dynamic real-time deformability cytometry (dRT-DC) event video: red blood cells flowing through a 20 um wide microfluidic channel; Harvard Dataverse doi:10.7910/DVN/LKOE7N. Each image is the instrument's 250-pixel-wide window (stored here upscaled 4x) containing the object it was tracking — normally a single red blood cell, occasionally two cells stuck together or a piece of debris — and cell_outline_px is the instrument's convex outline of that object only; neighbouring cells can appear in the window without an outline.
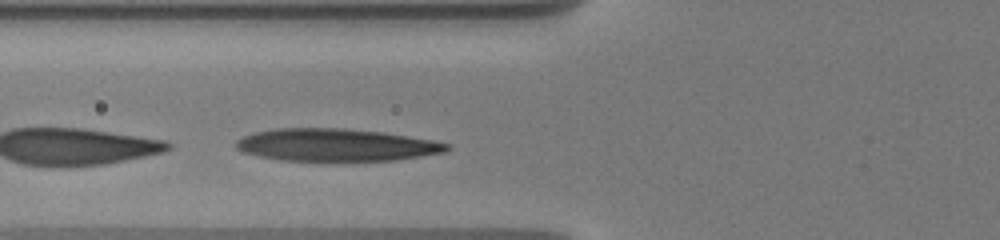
{"species": "human", "species_latin": "Homo sapiens", "temperature_condition": "warm", "stored_images_in_passage": 3, "camera_frame_rate_fps": 3000, "um_per_image_px": 0.085, "donor": {"sex": "male"}, "frame": {"image": 1, "passage_image": 3, "time_ms": 1.667, "image_size_px": [1000, 240], "cell_outline_px": [[448, 148], [444, 152], [396, 160], [280, 160], [260, 156], [244, 152], [236, 148], [236, 140], [252, 132], [276, 128], [344, 128], [380, 132], [432, 140], [448, 144]], "centroid_in_image_um": [28.5, 12.31], "position_along_channel_um": 97.3, "area_um2": 39.36}}